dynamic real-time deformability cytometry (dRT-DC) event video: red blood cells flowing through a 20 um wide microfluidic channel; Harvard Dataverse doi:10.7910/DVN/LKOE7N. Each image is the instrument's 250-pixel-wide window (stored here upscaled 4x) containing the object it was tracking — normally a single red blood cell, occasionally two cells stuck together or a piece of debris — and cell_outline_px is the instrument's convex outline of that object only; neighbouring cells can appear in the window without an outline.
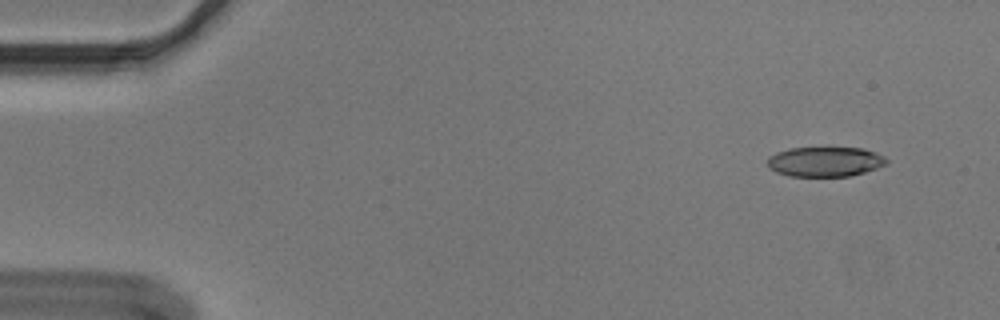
{"species": "Egyptian fruit bat (a non-hibernating species)", "species_latin": "Rousettus aegyptiacus", "temperature_condition": "cold", "stored_images_in_passage": 52, "camera_frame_rate_fps": 3000, "um_per_image_px": 0.085, "animal": {"sex": "male"}, "frame": {"image": 1, "passage_image": 1, "time_ms": 0.0, "image_size_px": [1000, 320], "cell_outline_px": [[888, 164], [864, 172], [848, 176], [788, 176], [776, 172], [768, 168], [768, 156], [776, 152], [788, 148], [864, 148], [876, 152], [884, 156], [888, 160]], "centroid_in_image_um": [70.12, 13.74], "position_along_channel_um": 14.9, "area_um2": 20.81}}
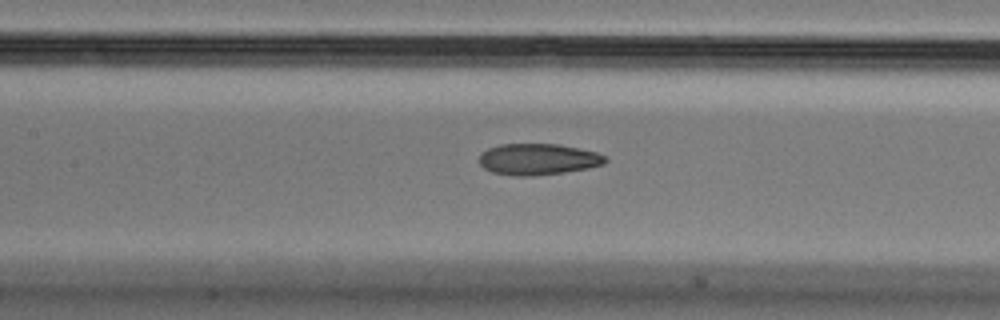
{"frame": {"image": 2, "passage_image": 22, "time_ms": 7.0, "image_size_px": [1000, 320], "cell_outline_px": [[608, 160], [604, 164], [588, 168], [564, 172], [536, 176], [512, 176], [492, 172], [484, 168], [480, 164], [480, 152], [488, 148], [500, 144], [560, 144], [596, 152], [604, 156]], "centroid_in_image_um": [45.71, 13.54], "position_along_channel_um": 161.7, "area_um2": 23.12}}
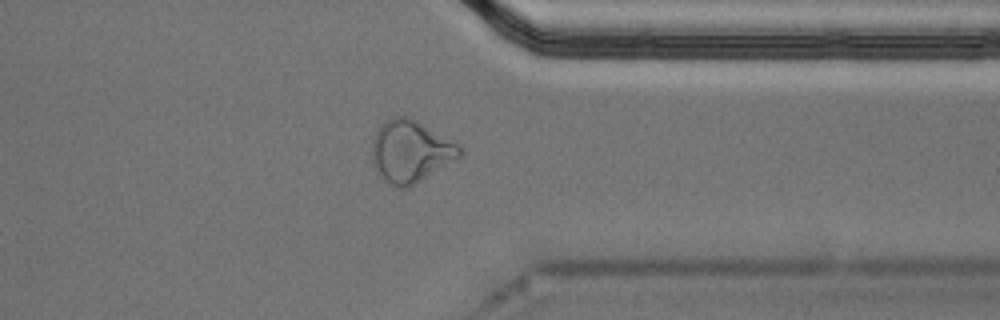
{"frame": {"image": 3, "passage_image": 40, "time_ms": 13.0, "image_size_px": [1000, 320], "cell_outline_px": [[464, 152], [460, 156], [412, 184], [404, 188], [400, 188], [392, 184], [380, 176], [372, 160], [372, 140], [380, 124], [384, 120], [392, 116], [408, 116], [416, 120], [460, 144]], "centroid_in_image_um": [34.88, 12.8], "position_along_channel_um": 376.5, "area_um2": 31.21}, "authors_computed_cell_mechanics": {"area_um2": 23.3801, "velocity_mm_per_s": 3.6375, "shape_relaxation_time_tau1_ms": null, "shape_relaxation_time_tau2_ms": 3.1713, "deformation_change_tau1": null, "deformation_change_tau2": 0.109}}